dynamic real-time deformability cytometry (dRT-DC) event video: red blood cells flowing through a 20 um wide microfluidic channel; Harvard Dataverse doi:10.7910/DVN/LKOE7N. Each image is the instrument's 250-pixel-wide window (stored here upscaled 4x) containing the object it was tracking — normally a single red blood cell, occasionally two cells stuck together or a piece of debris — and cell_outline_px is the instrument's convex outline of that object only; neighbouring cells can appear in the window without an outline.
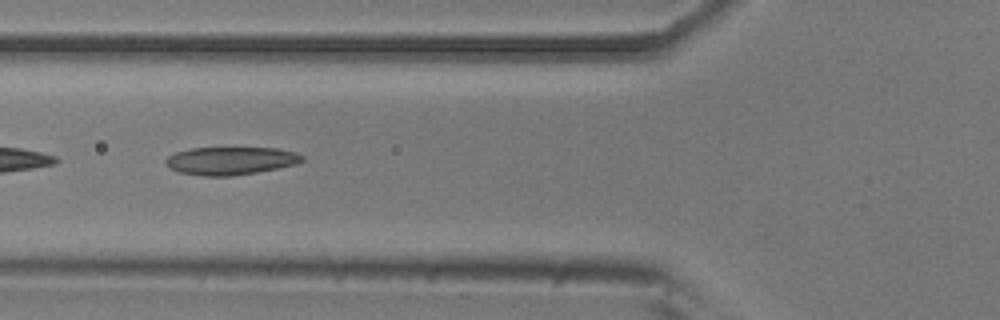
{"species": "common noctule bat (a hibernating species)", "species_latin": "Nyctalus noctula", "temperature_condition": "room temperature", "stored_images_in_passage": 6, "camera_frame_rate_fps": 3000, "um_per_image_px": 0.085, "animal": {"sex": "male", "body_mass_g": 20.5, "forearm_length_mm": 52.5}, "frame": {"image": 1, "passage_image": 2, "time_ms": 0.333, "image_size_px": [1000, 320], "cell_outline_px": [[304, 160], [296, 164], [280, 168], [232, 176], [204, 176], [180, 172], [164, 164], [164, 160], [168, 156], [176, 152], [192, 148], [276, 148], [296, 152], [304, 156]], "centroid_in_image_um": [19.62, 13.66], "position_along_channel_um": 106.2, "area_um2": 22.2}}
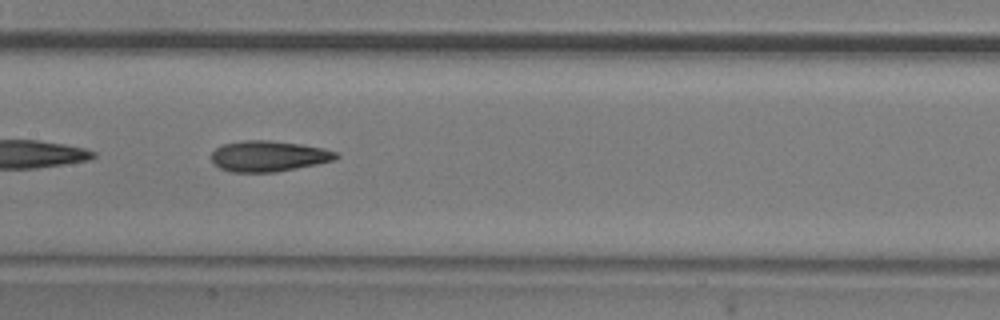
{"frame": {"image": 2, "passage_image": 4, "time_ms": 1.0, "image_size_px": [1000, 320], "cell_outline_px": [[340, 156], [332, 160], [316, 164], [276, 172], [232, 172], [220, 168], [212, 160], [212, 152], [216, 148], [224, 144], [244, 140], [268, 140], [300, 144], [324, 148], [336, 152]], "centroid_in_image_um": [22.83, 13.27], "position_along_channel_um": 184.6, "area_um2": 22.14}}
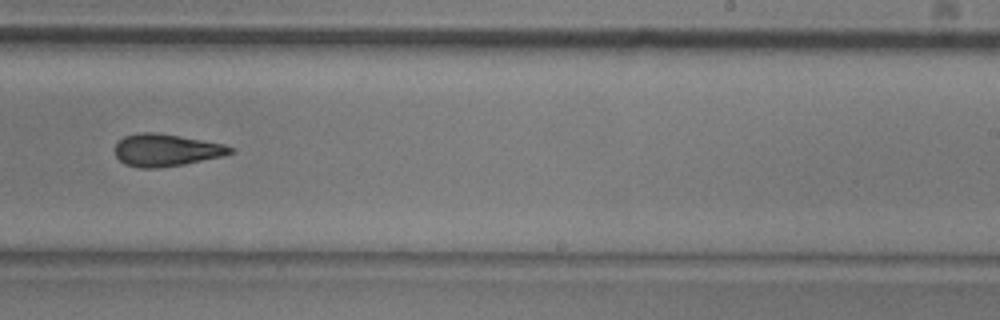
{"frame": {"image": 3, "passage_image": 6, "time_ms": 1.667, "image_size_px": [1000, 320], "cell_outline_px": [[236, 152], [220, 156], [184, 164], [160, 168], [140, 168], [124, 164], [116, 156], [116, 144], [124, 136], [140, 132], [156, 132], [180, 136], [224, 144], [236, 148]], "centroid_in_image_um": [14.13, 12.76], "position_along_channel_um": 274.9, "area_um2": 21.68}}